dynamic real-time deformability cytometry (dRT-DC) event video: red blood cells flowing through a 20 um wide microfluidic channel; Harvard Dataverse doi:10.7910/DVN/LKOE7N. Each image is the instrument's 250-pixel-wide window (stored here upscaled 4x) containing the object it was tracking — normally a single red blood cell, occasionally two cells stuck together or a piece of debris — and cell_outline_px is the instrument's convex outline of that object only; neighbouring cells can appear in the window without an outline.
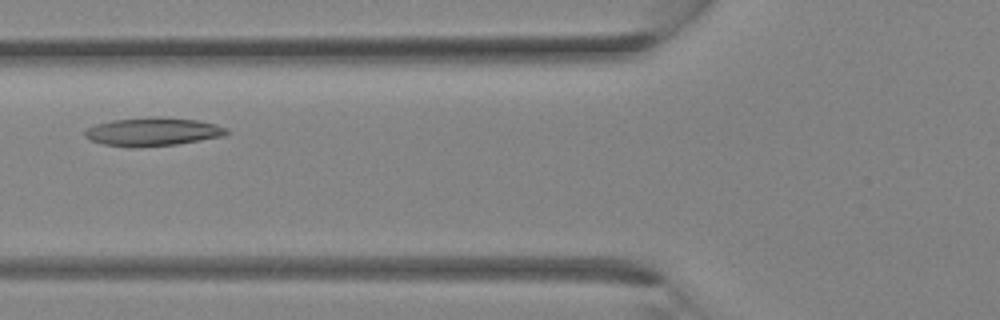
{"species": "Egyptian fruit bat (a non-hibernating species)", "species_latin": "Rousettus aegyptiacus", "temperature_condition": "room temperature", "stored_images_in_passage": 30, "camera_frame_rate_fps": 3000, "um_per_image_px": 0.085, "animal": {"sex": "female"}, "frame": {"image": 1, "passage_image": 9, "time_ms": 2.667, "image_size_px": [1000, 320], "cell_outline_px": [[232, 132], [224, 136], [176, 144], [136, 148], [132, 148], [104, 144], [92, 140], [84, 136], [84, 132], [88, 128], [96, 124], [112, 120], [148, 116], [196, 120], [216, 124], [228, 128]], "centroid_in_image_um": [13.01, 11.2], "position_along_channel_um": 112.8, "area_um2": 23.52}}
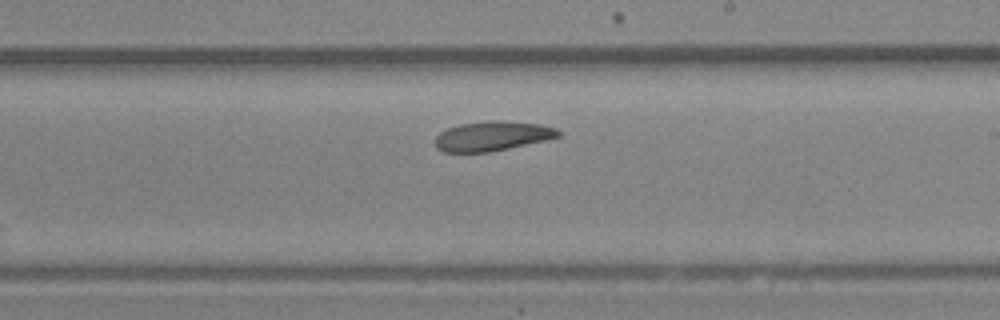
{"frame": {"image": 2, "passage_image": 16, "time_ms": 5.0, "image_size_px": [1000, 320], "cell_outline_px": [[560, 136], [544, 140], [508, 148], [488, 152], [444, 152], [436, 148], [436, 136], [440, 132], [448, 128], [460, 124], [492, 120], [496, 120], [540, 124], [556, 128], [560, 132]], "centroid_in_image_um": [41.82, 11.56], "position_along_channel_um": 247.2, "area_um2": 20.98}}
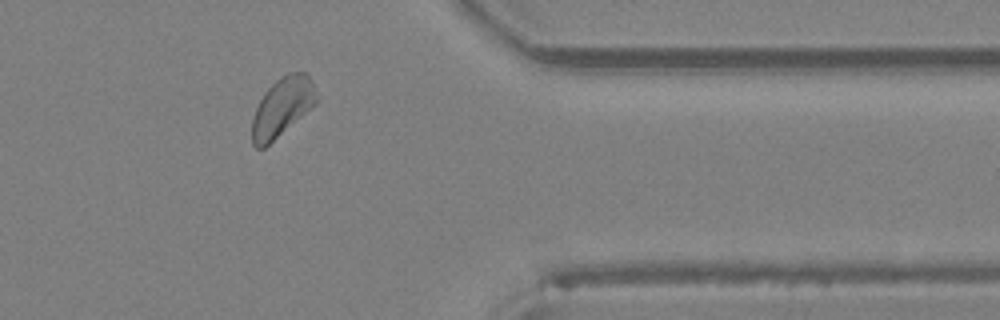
{"frame": {"image": 3, "passage_image": 24, "time_ms": 7.667, "image_size_px": [1000, 320], "cell_outline_px": [[320, 100], [316, 104], [264, 148], [256, 148], [252, 144], [252, 120], [256, 108], [264, 92], [276, 80], [288, 72], [304, 72], [312, 80], [320, 96]], "centroid_in_image_um": [24.02, 9.08], "position_along_channel_um": 387.4, "area_um2": 22.14}}